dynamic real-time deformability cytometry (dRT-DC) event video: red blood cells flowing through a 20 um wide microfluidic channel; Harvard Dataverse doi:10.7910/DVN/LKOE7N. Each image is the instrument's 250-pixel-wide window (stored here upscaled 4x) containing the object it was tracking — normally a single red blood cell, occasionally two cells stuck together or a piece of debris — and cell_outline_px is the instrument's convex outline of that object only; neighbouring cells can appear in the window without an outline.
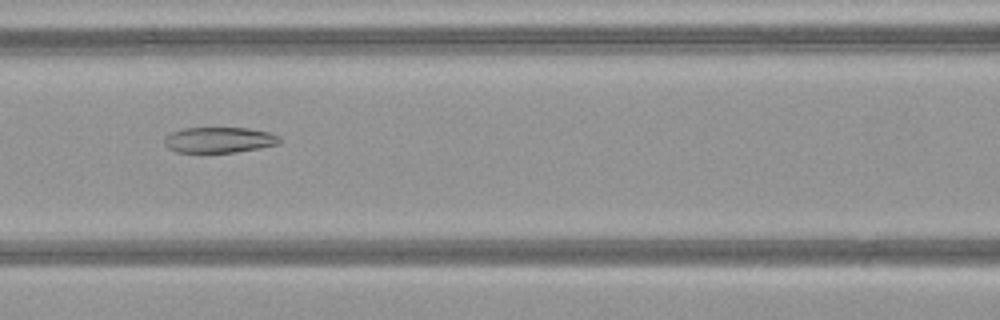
{"species": "common noctule bat (a hibernating species)", "species_latin": "Nyctalus noctula", "temperature_condition": "warm", "stored_images_in_passage": 46, "camera_frame_rate_fps": 3000, "um_per_image_px": 0.085, "animal": {"sex": "female", "body_mass_g": 21.9}, "frame": {"image": 1, "passage_image": 19, "time_ms": 6.0, "image_size_px": [1000, 320], "cell_outline_px": [[280, 144], [260, 148], [236, 152], [176, 152], [168, 148], [164, 144], [164, 136], [172, 132], [184, 128], [248, 128], [268, 132], [280, 136]], "centroid_in_image_um": [18.63, 11.89], "position_along_channel_um": 148.0, "area_um2": 17.28}}
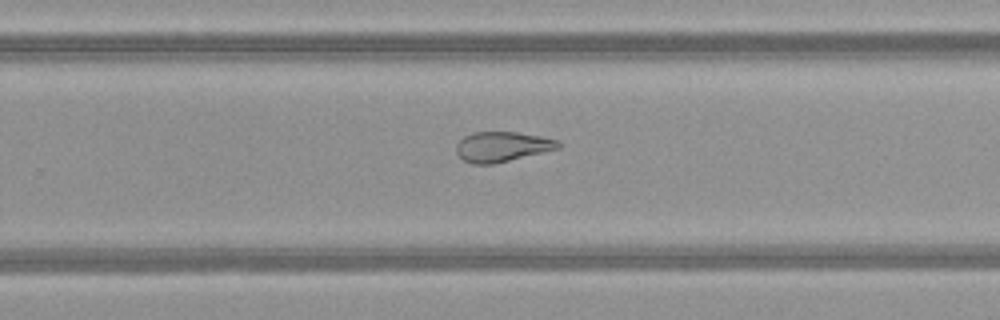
{"frame": {"image": 2, "passage_image": 29, "time_ms": 9.333, "image_size_px": [1000, 320], "cell_outline_px": [[564, 144], [560, 148], [544, 152], [492, 164], [472, 164], [464, 160], [456, 152], [456, 144], [464, 136], [472, 132], [516, 132], [540, 136], [556, 140]], "centroid_in_image_um": [42.68, 12.46], "position_along_channel_um": 287.1, "area_um2": 17.8}}
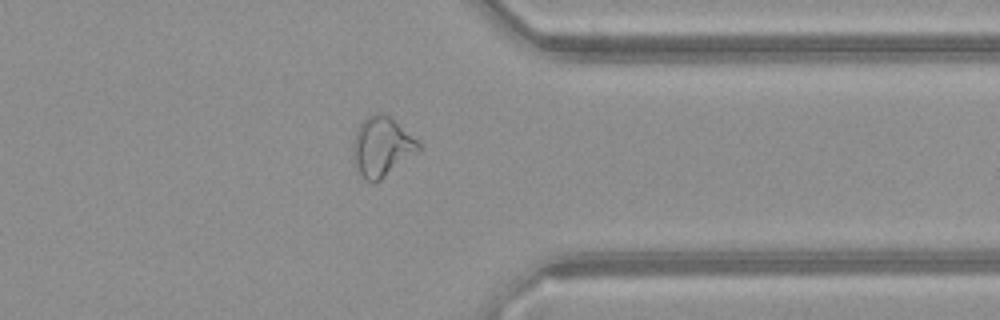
{"frame": {"image": 3, "passage_image": 36, "time_ms": 11.667, "image_size_px": [1000, 320], "cell_outline_px": [[420, 148], [416, 152], [380, 180], [368, 180], [356, 172], [352, 156], [352, 144], [356, 132], [360, 124], [368, 116], [376, 112], [380, 112], [392, 116], [420, 144]], "centroid_in_image_um": [32.41, 12.43], "position_along_channel_um": 379.0, "area_um2": 22.48}, "authors_computed_cell_mechanics": {"area_um2": 23.409, "velocity_mm_per_s": 4.1866, "shape_relaxation_time_tau1_ms": null, "shape_relaxation_time_tau2_ms": 3.5674, "deformation_change_tau1": null, "deformation_change_tau2": 0.1265}}